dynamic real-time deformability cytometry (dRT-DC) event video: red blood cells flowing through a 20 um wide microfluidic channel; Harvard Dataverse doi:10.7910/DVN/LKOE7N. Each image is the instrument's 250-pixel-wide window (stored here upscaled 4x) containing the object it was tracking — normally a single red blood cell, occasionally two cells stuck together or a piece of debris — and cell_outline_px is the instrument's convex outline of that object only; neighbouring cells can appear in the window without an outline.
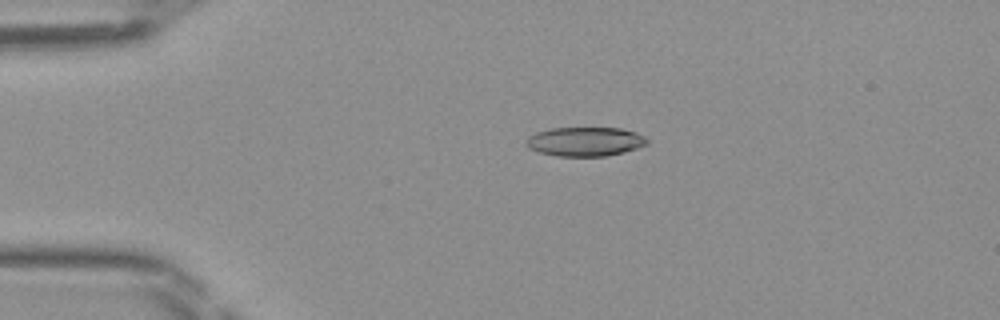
{"species": "Egyptian fruit bat (a non-hibernating species)", "species_latin": "Rousettus aegyptiacus", "temperature_condition": "room temperature", "stored_images_in_passage": 38, "camera_frame_rate_fps": 3000, "um_per_image_px": 0.085, "frame": {"image": 1, "passage_image": 1, "time_ms": 0.0, "image_size_px": [1000, 320], "cell_outline_px": [[648, 144], [624, 152], [604, 156], [556, 156], [540, 152], [528, 148], [528, 136], [536, 132], [552, 128], [620, 128], [636, 132], [644, 136], [648, 140]], "centroid_in_image_um": [49.75, 12.03], "position_along_channel_um": 35.2, "area_um2": 20.4}}
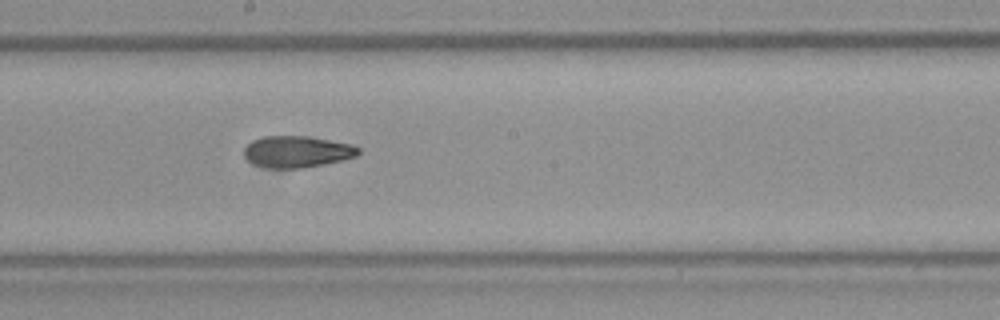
{"frame": {"image": 2, "passage_image": 17, "time_ms": 5.333, "image_size_px": [1000, 320], "cell_outline_px": [[360, 152], [356, 156], [324, 164], [304, 168], [264, 168], [252, 164], [244, 156], [244, 148], [252, 140], [264, 136], [308, 136], [352, 144], [360, 148]], "centroid_in_image_um": [25.22, 12.9], "position_along_channel_um": 223.0, "area_um2": 21.15}}
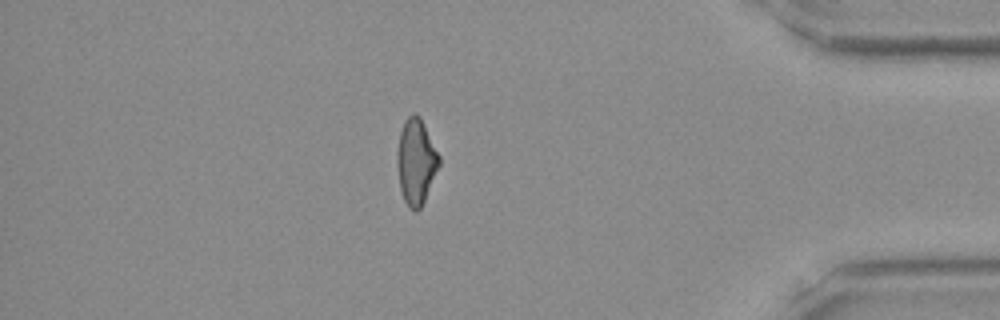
{"frame": {"image": 3, "passage_image": 32, "time_ms": 10.333, "image_size_px": [1000, 320], "cell_outline_px": [[440, 164], [424, 200], [420, 208], [416, 212], [408, 208], [404, 200], [400, 188], [396, 164], [396, 152], [400, 132], [404, 120], [412, 112], [416, 112], [420, 116], [440, 156]], "centroid_in_image_um": [35.34, 13.71], "position_along_channel_um": 399.9, "area_um2": 21.1}}